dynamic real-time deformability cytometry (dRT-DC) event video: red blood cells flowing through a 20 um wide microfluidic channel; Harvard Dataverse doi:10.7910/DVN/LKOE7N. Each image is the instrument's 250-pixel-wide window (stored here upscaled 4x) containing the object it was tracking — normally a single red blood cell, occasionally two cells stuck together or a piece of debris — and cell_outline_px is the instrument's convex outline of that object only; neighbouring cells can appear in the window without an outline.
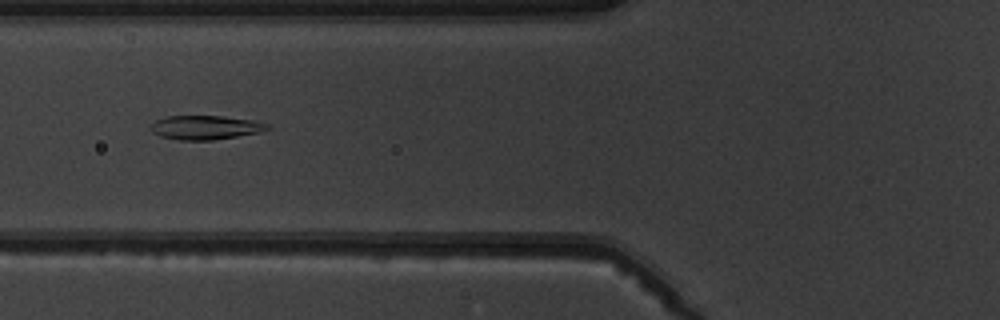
{"species": "common noctule bat (a hibernating species)", "species_latin": "Nyctalus noctula", "temperature_condition": "warm", "stored_images_in_passage": 6, "camera_frame_rate_fps": 3000, "um_per_image_px": 0.085, "animal": {"sex": "male", "body_mass_g": 19.5, "forearm_length_mm": 54.6}, "frame": {"image": 1, "passage_image": 3, "time_ms": 2.333, "image_size_px": [1000, 320], "cell_outline_px": [[272, 128], [260, 132], [212, 140], [176, 140], [160, 136], [152, 132], [148, 128], [156, 120], [164, 116], [220, 116], [252, 120], [268, 124]], "centroid_in_image_um": [17.42, 10.84], "position_along_channel_um": 108.4, "area_um2": 16.36}}
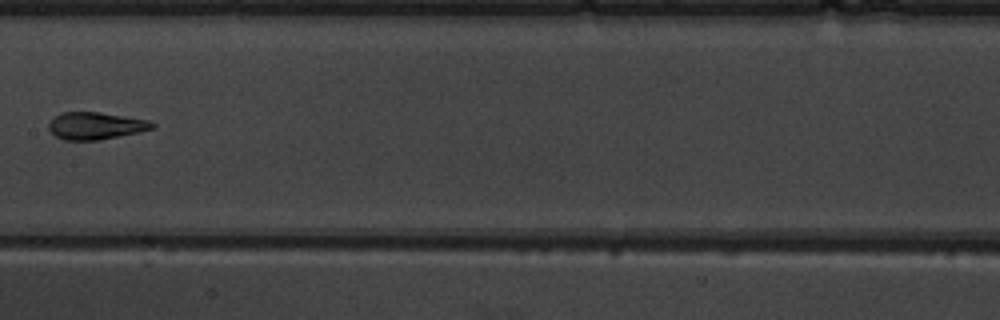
{"frame": {"image": 2, "passage_image": 5, "time_ms": 4.667, "image_size_px": [1000, 320], "cell_outline_px": [[156, 124], [152, 128], [136, 132], [96, 140], [64, 140], [56, 136], [48, 128], [48, 124], [60, 112], [100, 112], [148, 120]], "centroid_in_image_um": [8.09, 10.68], "position_along_channel_um": 199.3, "area_um2": 16.07}}
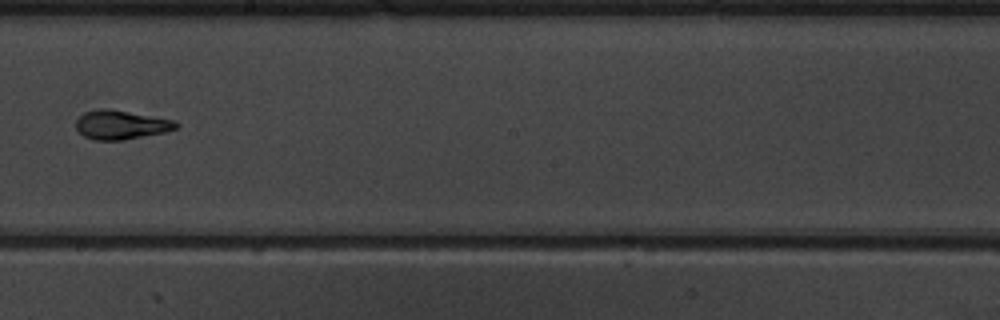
{"frame": {"image": 3, "passage_image": 6, "time_ms": 5.667, "image_size_px": [1000, 320], "cell_outline_px": [[180, 124], [176, 128], [164, 132], [124, 140], [96, 140], [84, 136], [76, 128], [76, 120], [84, 112], [100, 108], [108, 108], [176, 120]], "centroid_in_image_um": [10.29, 10.6], "position_along_channel_um": 237.9, "area_um2": 16.94}}